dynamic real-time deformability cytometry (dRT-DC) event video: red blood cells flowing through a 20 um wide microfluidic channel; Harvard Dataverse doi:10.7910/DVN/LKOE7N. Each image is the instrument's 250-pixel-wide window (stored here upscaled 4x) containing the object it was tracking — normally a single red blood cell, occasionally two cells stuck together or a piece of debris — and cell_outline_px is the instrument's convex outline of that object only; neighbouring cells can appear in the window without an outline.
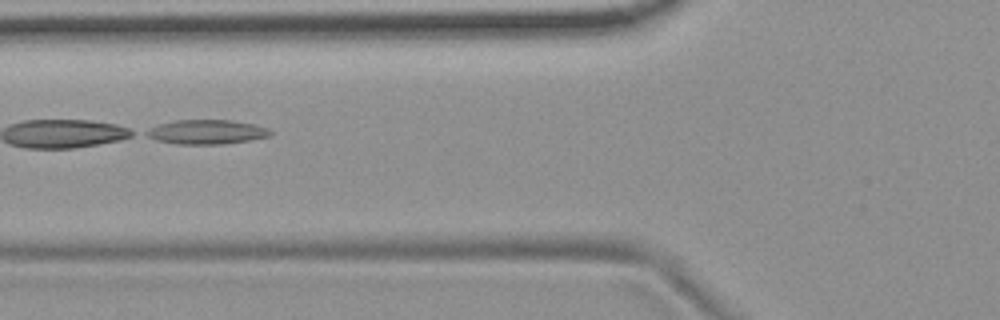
{"species": "common noctule bat (a hibernating species)", "species_latin": "Nyctalus noctula", "temperature_condition": "room temperature", "stored_images_in_passage": 4, "camera_frame_rate_fps": 3000, "um_per_image_px": 0.085, "animal": {"sex": "female", "body_mass_g": 19.9}, "frame": {"image": 1, "passage_image": 2, "time_ms": 1.333, "image_size_px": [1000, 320], "cell_outline_px": [[272, 136], [224, 144], [176, 144], [156, 140], [148, 136], [144, 132], [160, 124], [176, 120], [228, 120], [252, 124], [268, 128], [272, 132]], "centroid_in_image_um": [17.58, 11.22], "position_along_channel_um": 108.2, "area_um2": 17.4}}